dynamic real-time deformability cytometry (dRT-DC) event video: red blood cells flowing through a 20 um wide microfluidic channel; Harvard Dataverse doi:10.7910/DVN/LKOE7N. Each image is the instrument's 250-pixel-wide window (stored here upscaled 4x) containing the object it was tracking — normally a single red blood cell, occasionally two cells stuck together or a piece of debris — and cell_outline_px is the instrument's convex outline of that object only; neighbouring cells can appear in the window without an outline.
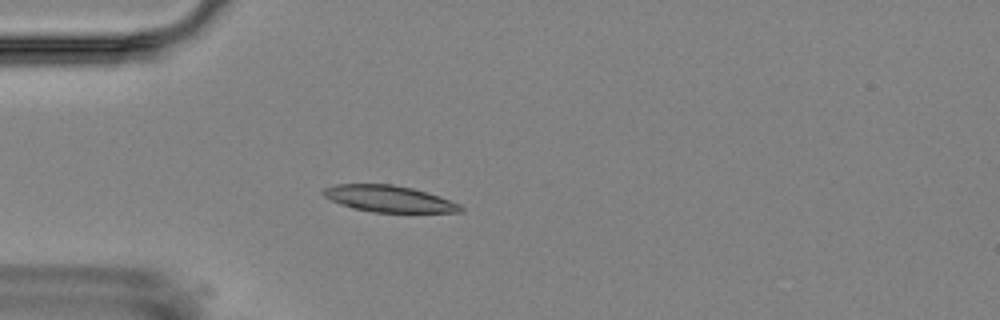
{"species": "Egyptian fruit bat (a non-hibernating species)", "species_latin": "Rousettus aegyptiacus", "temperature_condition": "room temperature", "stored_images_in_passage": 5, "camera_frame_rate_fps": 3000, "um_per_image_px": 0.085, "animal": {"sex": "female"}, "frame": {"image": 1, "passage_image": 5, "time_ms": 4.667, "image_size_px": [1000, 320], "cell_outline_px": [[464, 212], [372, 212], [352, 208], [340, 204], [324, 196], [320, 192], [324, 188], [336, 184], [392, 184], [412, 188], [440, 196], [460, 204], [464, 208]], "centroid_in_image_um": [33.06, 16.89], "position_along_channel_um": 51.9, "area_um2": 21.21}}